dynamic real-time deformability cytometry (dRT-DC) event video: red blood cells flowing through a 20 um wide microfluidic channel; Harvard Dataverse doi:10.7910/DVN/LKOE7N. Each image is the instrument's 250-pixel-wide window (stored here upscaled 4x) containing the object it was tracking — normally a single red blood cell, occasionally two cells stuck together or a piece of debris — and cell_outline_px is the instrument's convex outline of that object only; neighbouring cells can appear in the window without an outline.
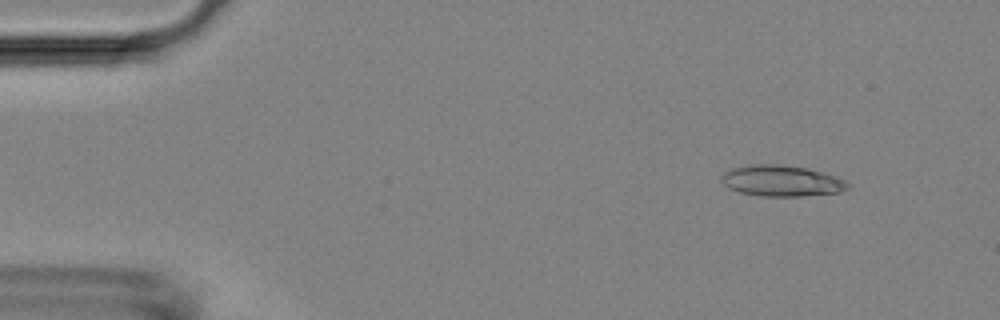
{"species": "Egyptian fruit bat (a non-hibernating species)", "species_latin": "Rousettus aegyptiacus", "temperature_condition": "room temperature", "stored_images_in_passage": 54, "camera_frame_rate_fps": 3000, "um_per_image_px": 0.085, "animal": {"sex": "female"}, "frame": {"image": 1, "passage_image": 6, "time_ms": 1.667, "image_size_px": [1000, 320], "cell_outline_px": [[852, 184], [848, 188], [840, 192], [804, 196], [760, 196], [740, 192], [728, 188], [720, 180], [720, 176], [724, 172], [732, 168], [748, 164], [780, 164], [804, 168], [824, 172], [836, 176]], "centroid_in_image_um": [66.43, 15.37], "position_along_channel_um": 18.6, "area_um2": 23.06}}
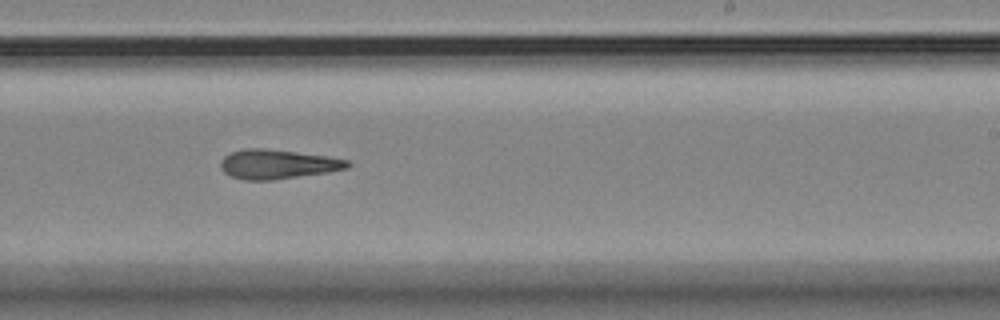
{"frame": {"image": 2, "passage_image": 33, "time_ms": 10.667, "image_size_px": [1000, 320], "cell_outline_px": [[352, 164], [348, 168], [328, 172], [272, 180], [244, 180], [232, 176], [224, 172], [220, 168], [220, 160], [228, 152], [244, 148], [264, 148], [328, 156], [348, 160]], "centroid_in_image_um": [23.57, 13.95], "position_along_channel_um": 265.4, "area_um2": 21.85}}
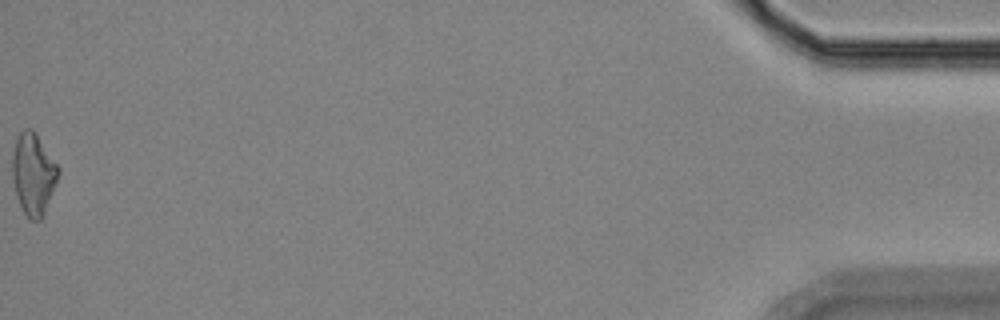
{"frame": {"image": 3, "passage_image": 54, "time_ms": 17.667, "image_size_px": [1000, 320], "cell_outline_px": [[60, 172], [56, 184], [44, 212], [40, 220], [28, 220], [16, 196], [12, 180], [12, 156], [16, 140], [20, 132], [24, 128], [32, 128], [60, 168]], "centroid_in_image_um": [2.82, 14.79], "position_along_channel_um": 432.4, "area_um2": 21.79}, "authors_computed_cell_mechanics": {"area_um2": 21.7328, "velocity_mm_per_s": 3.7456, "shape_relaxation_time_tau1_ms": 9.4916, "shape_relaxation_time_tau2_ms": 4.9691, "deformation_change_tau1": 0.2411, "deformation_change_tau2": 0.1807}}